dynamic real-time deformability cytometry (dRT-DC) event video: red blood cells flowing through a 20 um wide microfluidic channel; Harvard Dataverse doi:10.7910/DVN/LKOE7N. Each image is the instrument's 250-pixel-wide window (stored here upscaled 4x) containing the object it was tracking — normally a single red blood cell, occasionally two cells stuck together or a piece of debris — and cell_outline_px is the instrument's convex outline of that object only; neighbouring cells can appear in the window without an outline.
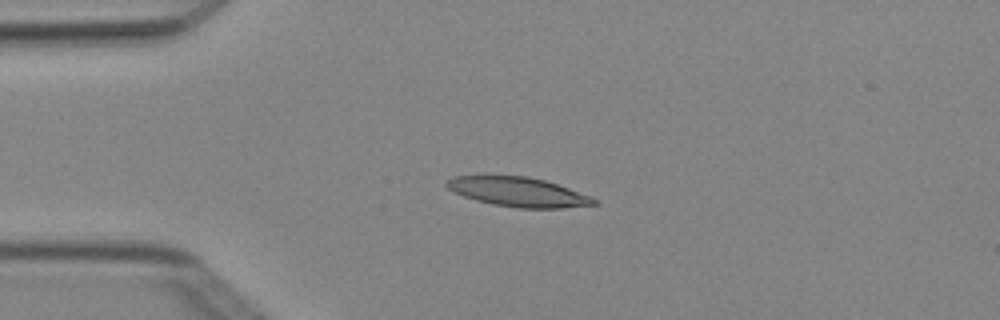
{"species": "Egyptian fruit bat (a non-hibernating species)", "species_latin": "Rousettus aegyptiacus", "temperature_condition": "cold", "stored_images_in_passage": 5, "camera_frame_rate_fps": 3000, "um_per_image_px": 0.085, "animal": {"sex": "female"}, "frame": {"image": 1, "passage_image": 3, "time_ms": 0.667, "image_size_px": [1000, 320], "cell_outline_px": [[596, 204], [564, 208], [520, 208], [492, 204], [476, 200], [464, 196], [448, 188], [444, 184], [444, 180], [452, 176], [528, 176], [544, 180], [592, 196], [596, 200]], "centroid_in_image_um": [44.03, 16.31], "position_along_channel_um": 41.0, "area_um2": 25.09}}
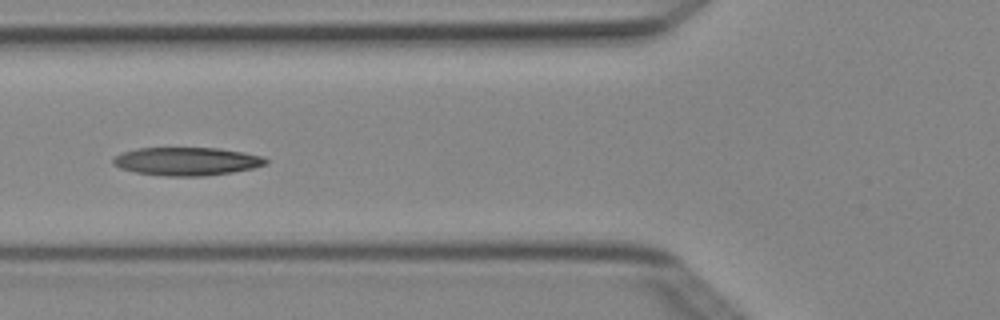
{"frame": {"image": 2, "passage_image": 5, "time_ms": 1.333, "image_size_px": [1000, 320], "cell_outline_px": [[268, 164], [252, 168], [232, 172], [204, 176], [164, 176], [136, 172], [120, 168], [112, 164], [112, 160], [116, 156], [124, 152], [136, 148], [220, 148], [244, 152], [264, 156], [268, 160]], "centroid_in_image_um": [15.9, 13.71], "position_along_channel_um": 109.9, "area_um2": 25.14}}